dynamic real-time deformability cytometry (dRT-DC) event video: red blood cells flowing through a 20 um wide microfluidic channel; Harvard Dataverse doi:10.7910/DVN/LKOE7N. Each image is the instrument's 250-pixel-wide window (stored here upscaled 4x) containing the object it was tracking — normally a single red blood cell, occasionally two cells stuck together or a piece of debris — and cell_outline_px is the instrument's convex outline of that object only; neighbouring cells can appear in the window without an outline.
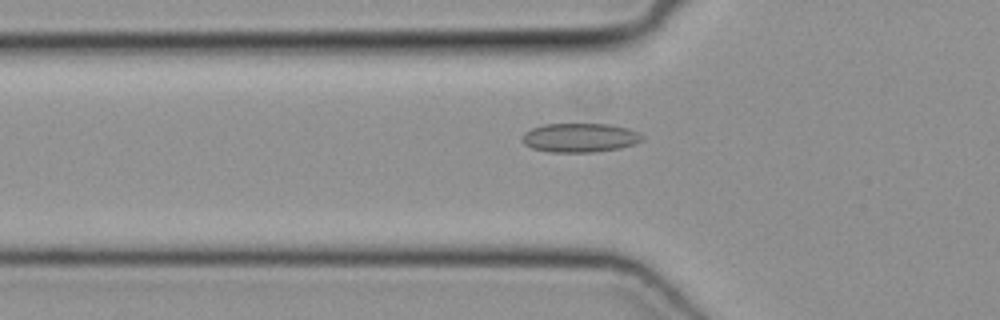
{"species": "common noctule bat (a hibernating species)", "species_latin": "Nyctalus noctula", "temperature_condition": "cold", "stored_images_in_passage": 35, "camera_frame_rate_fps": 3000, "um_per_image_px": 0.085, "animal": {"sex": "female", "body_mass_g": 19.3, "forearm_length_mm": 54.1}, "frame": {"image": 1, "passage_image": 2, "time_ms": 0.333, "image_size_px": [1000, 320], "cell_outline_px": [[644, 140], [620, 148], [596, 152], [548, 152], [532, 148], [524, 144], [524, 132], [532, 128], [544, 124], [608, 124], [628, 128], [644, 136]], "centroid_in_image_um": [49.3, 11.71], "position_along_channel_um": 76.5, "area_um2": 20.23}}
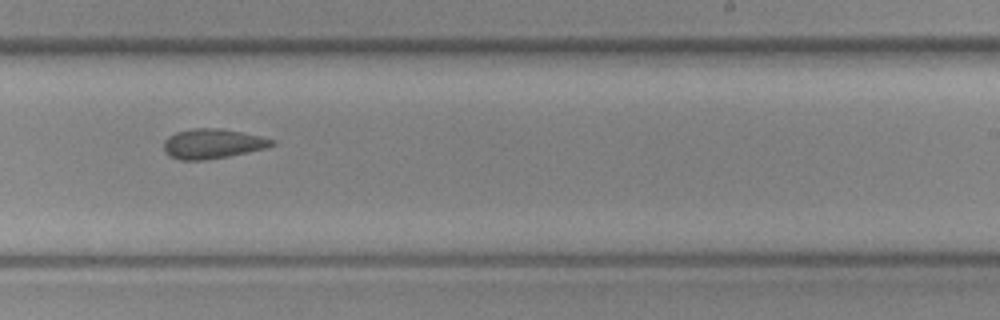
{"frame": {"image": 2, "passage_image": 16, "time_ms": 5.0, "image_size_px": [1000, 320], "cell_outline_px": [[276, 144], [268, 148], [228, 156], [204, 160], [180, 160], [168, 156], [164, 152], [164, 140], [168, 136], [176, 132], [192, 128], [220, 128], [260, 136], [276, 140]], "centroid_in_image_um": [18.06, 12.22], "position_along_channel_um": 270.9, "area_um2": 18.9}}
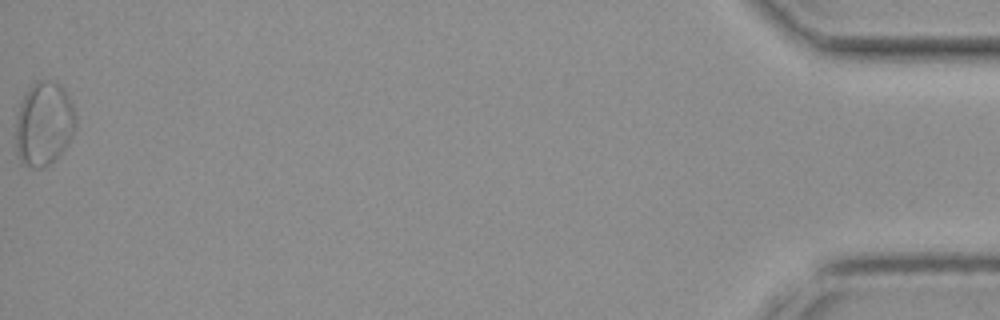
{"frame": {"image": 3, "passage_image": 35, "time_ms": 11.333, "image_size_px": [1000, 320], "cell_outline_px": [[76, 124], [64, 148], [52, 164], [44, 168], [32, 168], [20, 160], [16, 152], [16, 116], [20, 100], [28, 88], [36, 80], [44, 80], [60, 84], [64, 88], [72, 104], [76, 116]], "centroid_in_image_um": [3.71, 10.51], "position_along_channel_um": 431.5, "area_um2": 29.48}}